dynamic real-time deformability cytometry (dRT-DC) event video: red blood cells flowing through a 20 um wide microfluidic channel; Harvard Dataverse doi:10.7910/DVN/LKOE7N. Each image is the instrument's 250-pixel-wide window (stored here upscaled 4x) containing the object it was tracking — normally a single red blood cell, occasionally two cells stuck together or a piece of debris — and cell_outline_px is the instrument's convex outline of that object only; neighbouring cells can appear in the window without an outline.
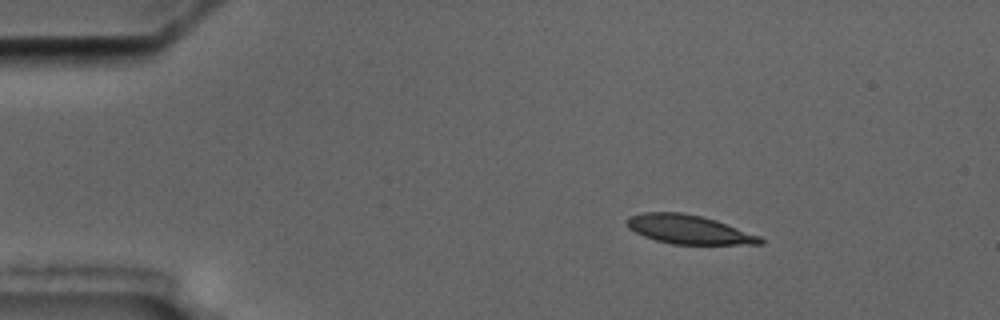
{"species": "common noctule bat (a hibernating species)", "species_latin": "Nyctalus noctula", "temperature_condition": "cold", "stored_images_in_passage": 4, "camera_frame_rate_fps": 3000, "um_per_image_px": 0.085, "animal": {"sex": "male", "body_mass_g": 17.5, "forearm_length_mm": 52.3}, "frame": {"image": 1, "passage_image": 2, "time_ms": 1.0, "image_size_px": [1000, 320], "cell_outline_px": [[764, 244], [672, 244], [656, 240], [644, 236], [628, 228], [624, 220], [628, 216], [644, 212], [680, 212], [700, 216], [716, 220], [760, 236], [764, 240]], "centroid_in_image_um": [58.51, 19.5], "position_along_channel_um": 26.5, "area_um2": 22.43}}